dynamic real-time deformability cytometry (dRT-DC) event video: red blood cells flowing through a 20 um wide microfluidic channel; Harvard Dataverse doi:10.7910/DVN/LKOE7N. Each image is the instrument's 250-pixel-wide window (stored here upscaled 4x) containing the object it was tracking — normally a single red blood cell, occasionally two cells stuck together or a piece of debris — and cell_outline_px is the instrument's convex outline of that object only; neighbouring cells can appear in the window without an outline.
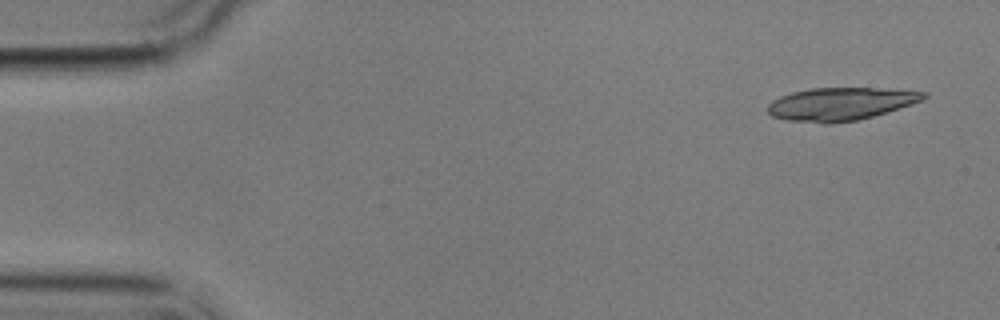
{"species": "common noctule bat (a hibernating species)", "species_latin": "Nyctalus noctula", "temperature_condition": "cold", "stored_images_in_passage": 4, "segment_of_instrument_passage": [1, 2], "camera_frame_rate_fps": 3000, "um_per_image_px": 0.085, "animal": {"sex": "male", "body_mass_g": 17.9}, "frame": {"image": 1, "passage_image": 1, "time_ms": 0.0, "image_size_px": [1000, 320], "cell_outline_px": [[928, 96], [924, 100], [888, 112], [856, 120], [832, 124], [824, 124], [788, 120], [772, 116], [768, 112], [768, 104], [772, 100], [780, 96], [792, 92], [812, 88], [868, 88], [928, 92]], "centroid_in_image_um": [71.44, 8.84], "position_along_channel_um": 13.6, "area_um2": 29.82}}